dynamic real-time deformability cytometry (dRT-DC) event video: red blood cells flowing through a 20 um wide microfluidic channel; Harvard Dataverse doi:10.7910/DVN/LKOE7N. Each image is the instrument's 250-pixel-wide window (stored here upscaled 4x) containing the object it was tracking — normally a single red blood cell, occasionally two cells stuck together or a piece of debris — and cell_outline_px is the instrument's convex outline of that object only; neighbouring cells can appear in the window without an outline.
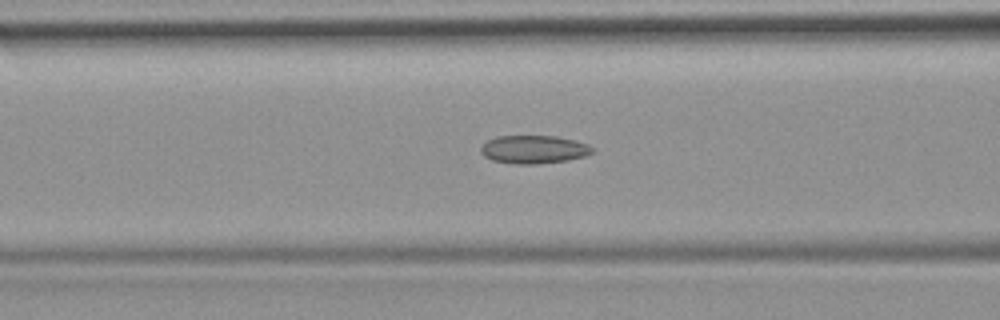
{"species": "common noctule bat (a hibernating species)", "species_latin": "Nyctalus noctula", "temperature_condition": "room temperature", "stored_images_in_passage": 31, "camera_frame_rate_fps": 3000, "um_per_image_px": 0.085, "animal": {"sex": "female", "body_mass_g": 19.9}, "frame": {"image": 1, "passage_image": 10, "time_ms": 3.0, "image_size_px": [1000, 320], "cell_outline_px": [[596, 148], [592, 152], [584, 156], [568, 160], [536, 164], [512, 164], [492, 160], [484, 156], [480, 152], [480, 148], [488, 140], [496, 136], [556, 136], [576, 140], [588, 144]], "centroid_in_image_um": [45.38, 12.7], "position_along_channel_um": 121.2, "area_um2": 18.44}}
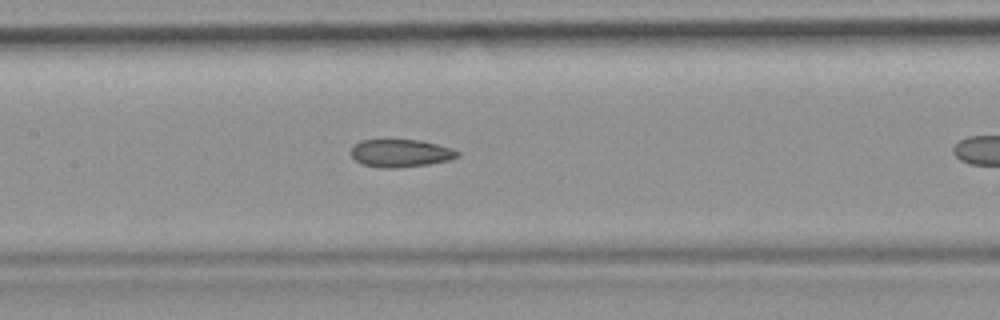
{"frame": {"image": 2, "passage_image": 14, "time_ms": 4.333, "image_size_px": [1000, 320], "cell_outline_px": [[460, 156], [448, 160], [428, 164], [396, 168], [380, 168], [364, 164], [356, 160], [352, 156], [352, 148], [360, 140], [420, 140], [452, 148], [460, 152]], "centroid_in_image_um": [34.08, 13.02], "position_along_channel_um": 173.3, "area_um2": 17.05}}